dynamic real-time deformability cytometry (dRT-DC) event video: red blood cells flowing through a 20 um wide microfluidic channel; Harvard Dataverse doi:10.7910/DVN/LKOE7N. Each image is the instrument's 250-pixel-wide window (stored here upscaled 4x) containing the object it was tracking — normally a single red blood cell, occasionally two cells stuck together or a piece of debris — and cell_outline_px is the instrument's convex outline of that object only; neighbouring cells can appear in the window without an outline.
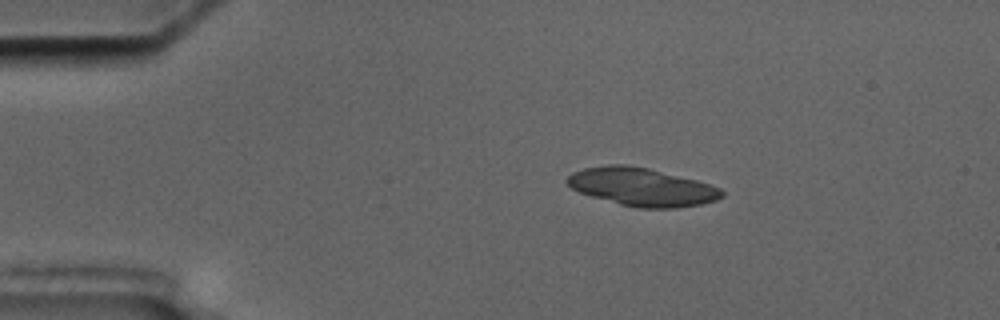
{"species": "common noctule bat (a hibernating species)", "species_latin": "Nyctalus noctula", "temperature_condition": "cold", "stored_images_in_passage": 4, "camera_frame_rate_fps": 3000, "um_per_image_px": 0.085, "animal": {"sex": "male", "body_mass_g": 17.5, "forearm_length_mm": 52.3}, "frame": {"image": 1, "passage_image": 1, "time_ms": 0.0, "image_size_px": [1000, 320], "cell_outline_px": [[724, 196], [716, 200], [700, 204], [676, 208], [640, 208], [620, 204], [592, 196], [580, 192], [572, 188], [564, 180], [572, 172], [584, 168], [604, 164], [628, 164], [648, 168], [696, 180], [720, 188], [724, 192]], "centroid_in_image_um": [54.54, 15.88], "position_along_channel_um": 30.5, "area_um2": 34.22}}